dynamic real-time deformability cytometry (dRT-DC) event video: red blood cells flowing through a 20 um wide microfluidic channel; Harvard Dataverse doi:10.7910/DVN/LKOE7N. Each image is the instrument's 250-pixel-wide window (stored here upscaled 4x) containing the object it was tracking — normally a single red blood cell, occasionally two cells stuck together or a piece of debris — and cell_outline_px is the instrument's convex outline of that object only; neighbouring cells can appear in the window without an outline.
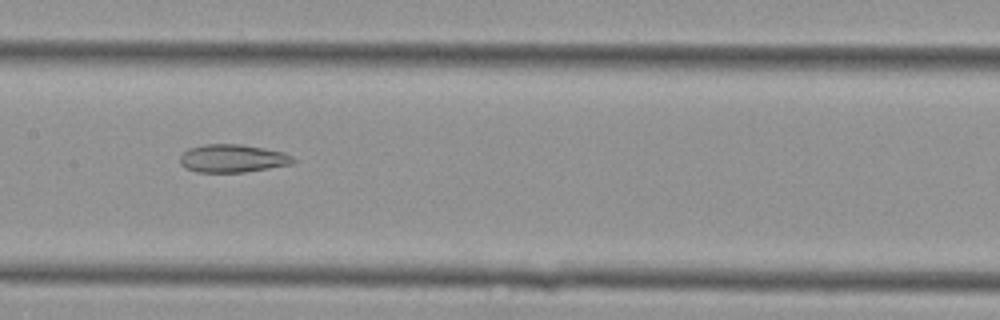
{"species": "Egyptian fruit bat (a non-hibernating species)", "species_latin": "Rousettus aegyptiacus", "temperature_condition": "cold", "stored_images_in_passage": 44, "camera_frame_rate_fps": 3000, "um_per_image_px": 0.085, "animal": {"sex": "female"}, "frame": {"image": 1, "passage_image": 22, "time_ms": 7.0, "image_size_px": [1000, 320], "cell_outline_px": [[296, 160], [292, 164], [244, 172], [196, 172], [180, 164], [180, 156], [188, 148], [204, 144], [240, 144], [264, 148], [284, 152], [292, 156]], "centroid_in_image_um": [19.77, 13.46], "position_along_channel_um": 187.6, "area_um2": 18.44}}
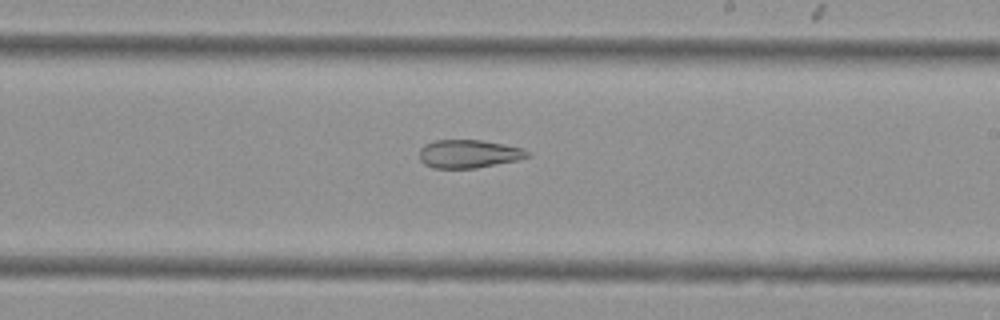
{"frame": {"image": 2, "passage_image": 26, "time_ms": 8.333, "image_size_px": [1000, 320], "cell_outline_px": [[532, 156], [516, 160], [476, 168], [432, 168], [424, 164], [420, 160], [420, 148], [424, 144], [436, 140], [480, 140], [504, 144], [524, 148], [532, 152]], "centroid_in_image_um": [39.87, 13.07], "position_along_channel_um": 249.1, "area_um2": 17.92}}
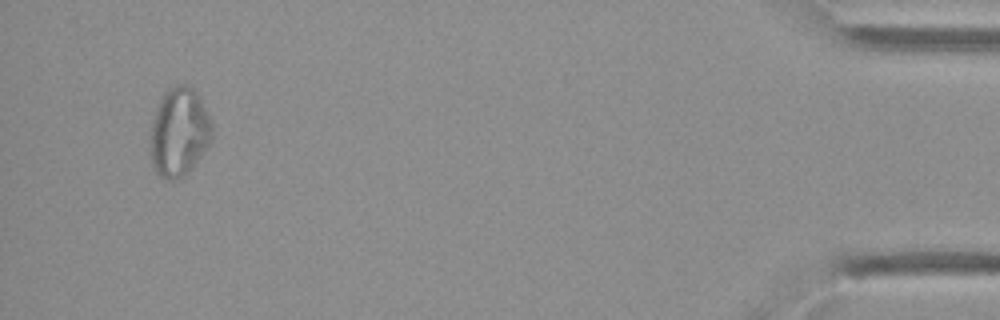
{"frame": {"image": 3, "passage_image": 42, "time_ms": 13.667, "image_size_px": [1000, 320], "cell_outline_px": [[212, 136], [208, 144], [196, 164], [184, 176], [176, 180], [168, 180], [160, 176], [156, 172], [152, 164], [148, 144], [148, 140], [152, 120], [160, 96], [168, 88], [176, 84], [184, 84], [192, 88], [196, 92], [212, 124]], "centroid_in_image_um": [15.17, 11.25], "position_along_channel_um": 420.0, "area_um2": 32.25}}